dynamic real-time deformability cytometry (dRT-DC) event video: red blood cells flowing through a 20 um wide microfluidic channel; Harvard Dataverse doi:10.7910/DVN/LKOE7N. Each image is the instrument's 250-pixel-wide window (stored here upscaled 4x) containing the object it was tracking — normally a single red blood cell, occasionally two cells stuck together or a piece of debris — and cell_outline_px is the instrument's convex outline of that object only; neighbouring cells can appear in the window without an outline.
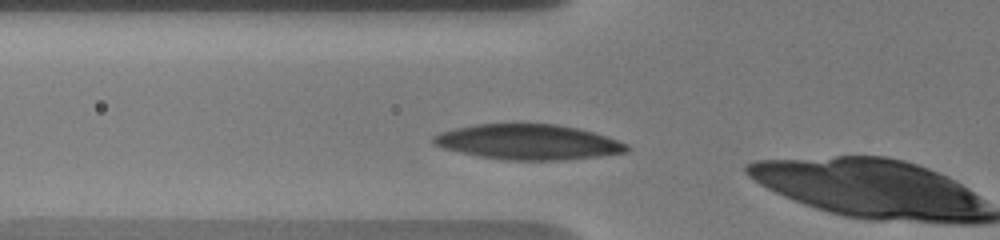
{"species": "human", "species_latin": "Homo sapiens", "temperature_condition": "warm", "stored_images_in_passage": 3, "camera_frame_rate_fps": 3000, "um_per_image_px": 0.085, "donor": {"sex": "male"}, "frame": {"image": 1, "passage_image": 2, "time_ms": 0.333, "image_size_px": [1000, 240], "cell_outline_px": [[628, 152], [600, 156], [560, 160], [504, 160], [480, 156], [460, 152], [444, 148], [432, 144], [432, 136], [440, 132], [456, 128], [476, 124], [556, 124], [580, 128], [628, 144]], "centroid_in_image_um": [44.88, 12.07], "position_along_channel_um": 80.9, "area_um2": 39.54}}